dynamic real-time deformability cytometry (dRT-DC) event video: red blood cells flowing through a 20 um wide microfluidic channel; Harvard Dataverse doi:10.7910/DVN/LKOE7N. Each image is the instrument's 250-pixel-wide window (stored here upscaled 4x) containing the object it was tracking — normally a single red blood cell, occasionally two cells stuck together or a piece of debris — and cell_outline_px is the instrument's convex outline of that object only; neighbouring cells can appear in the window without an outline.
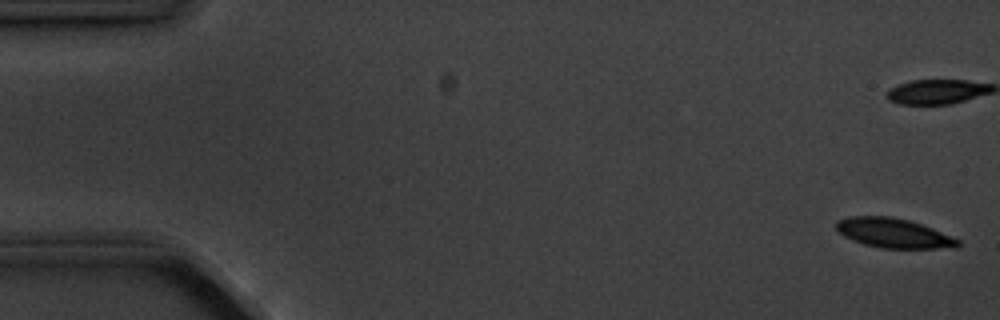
{"species": "common noctule bat (a hibernating species)", "species_latin": "Nyctalus noctula", "temperature_condition": "cold", "stored_images_in_passage": 6, "camera_frame_rate_fps": 3000, "um_per_image_px": 0.085, "animal": {"sex": "male", "body_mass_g": 20.1, "forearm_length_mm": 53.5}, "frame": {"image": 1, "passage_image": 1, "time_ms": 0.0, "image_size_px": [1000, 320], "cell_outline_px": [[960, 244], [956, 248], [880, 248], [864, 244], [844, 236], [836, 228], [836, 220], [848, 216], [892, 216], [908, 220], [932, 228], [960, 240]], "centroid_in_image_um": [75.94, 19.81], "position_along_channel_um": 9.1, "area_um2": 20.87}}